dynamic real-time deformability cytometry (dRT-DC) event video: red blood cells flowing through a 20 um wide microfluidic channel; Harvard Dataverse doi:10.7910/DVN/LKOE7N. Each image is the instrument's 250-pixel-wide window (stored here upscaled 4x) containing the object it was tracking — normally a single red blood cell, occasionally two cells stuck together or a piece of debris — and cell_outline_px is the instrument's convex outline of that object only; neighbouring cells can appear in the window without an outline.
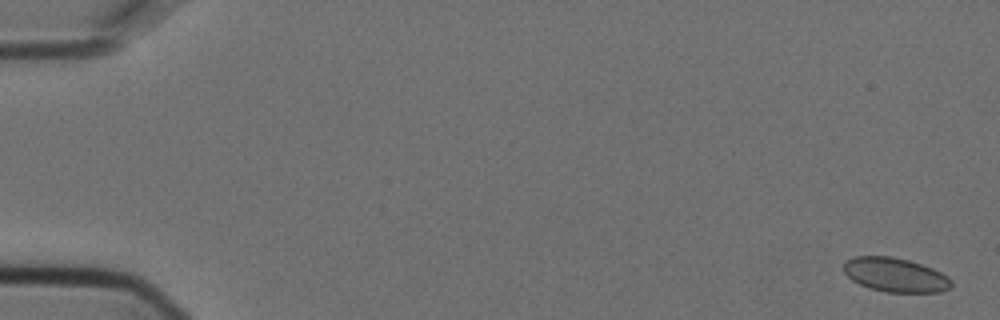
{"species": "Egyptian fruit bat (a non-hibernating species)", "species_latin": "Rousettus aegyptiacus", "temperature_condition": "cold", "stored_images_in_passage": 2, "camera_frame_rate_fps": 3000, "um_per_image_px": 0.085, "animal": {"sex": "female"}, "frame": {"image": 1, "passage_image": 1, "time_ms": 0.0, "image_size_px": [1000, 320], "cell_outline_px": [[952, 288], [940, 292], [884, 292], [868, 288], [852, 280], [844, 272], [844, 260], [852, 256], [892, 256], [908, 260], [932, 268], [948, 276], [952, 280]], "centroid_in_image_um": [76.09, 23.36], "position_along_channel_um": 8.9, "area_um2": 21.62}}